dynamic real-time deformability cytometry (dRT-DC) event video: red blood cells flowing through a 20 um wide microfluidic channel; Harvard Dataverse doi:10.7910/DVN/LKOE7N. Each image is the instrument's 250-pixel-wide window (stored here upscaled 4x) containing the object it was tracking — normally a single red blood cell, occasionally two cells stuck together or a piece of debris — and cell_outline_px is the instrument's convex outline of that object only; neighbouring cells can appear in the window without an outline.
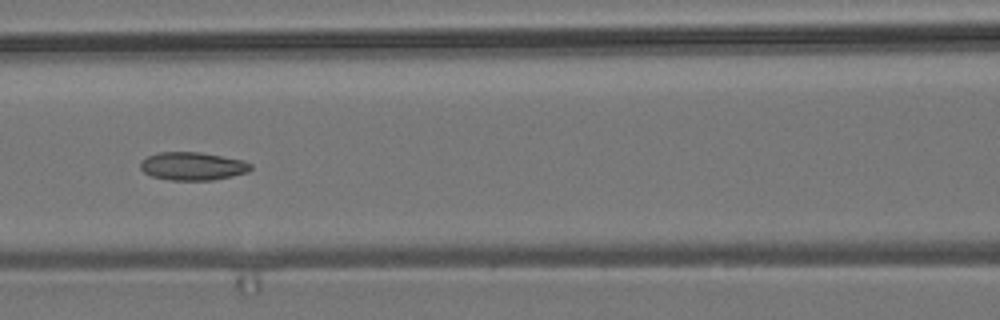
{"species": "common noctule bat (a hibernating species)", "species_latin": "Nyctalus noctula", "temperature_condition": "room temperature", "stored_images_in_passage": 10, "camera_frame_rate_fps": 3000, "um_per_image_px": 0.085, "animal": {"sex": "male", "body_mass_g": 19.2, "forearm_length_mm": 51.8}, "frame": {"image": 1, "passage_image": 7, "time_ms": 7.667, "image_size_px": [1000, 320], "cell_outline_px": [[252, 168], [248, 172], [232, 176], [212, 180], [168, 180], [152, 176], [144, 172], [140, 168], [140, 164], [148, 156], [160, 152], [200, 152], [244, 160], [252, 164]], "centroid_in_image_um": [16.4, 14.12], "position_along_channel_um": 150.2, "area_um2": 18.03}}
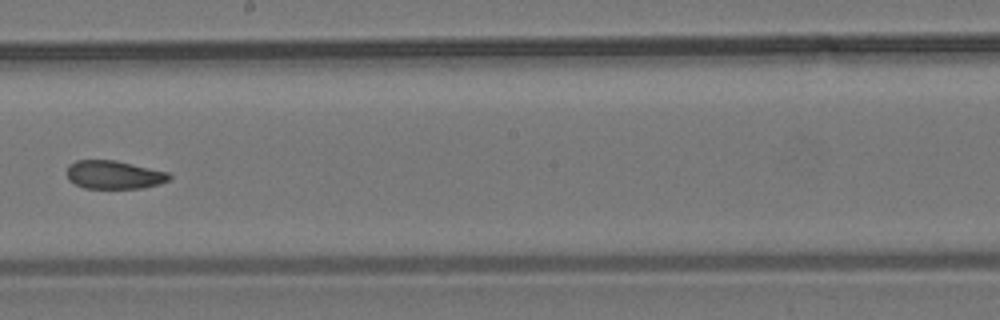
{"frame": {"image": 2, "passage_image": 9, "time_ms": 10.0, "image_size_px": [1000, 320], "cell_outline_px": [[172, 176], [168, 180], [156, 184], [140, 188], [84, 188], [68, 180], [68, 164], [76, 160], [116, 160], [168, 172]], "centroid_in_image_um": [9.66, 14.84], "position_along_channel_um": 238.5, "area_um2": 16.76}}
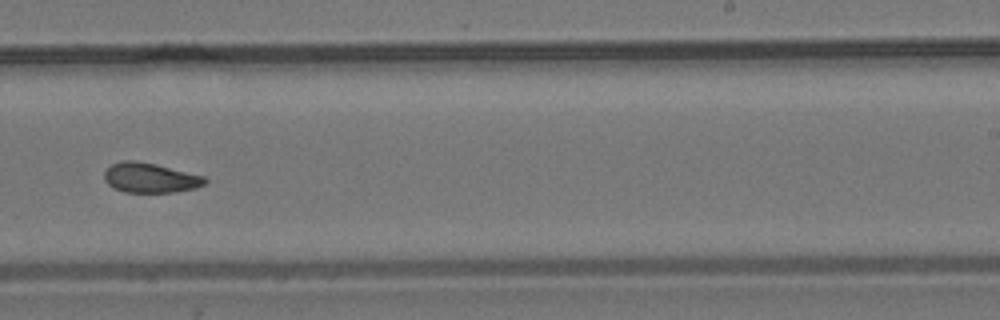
{"frame": {"image": 3, "passage_image": 10, "time_ms": 11.0, "image_size_px": [1000, 320], "cell_outline_px": [[208, 180], [204, 184], [196, 188], [176, 192], [124, 192], [108, 184], [104, 180], [104, 172], [112, 164], [124, 160], [136, 160], [156, 164], [204, 176]], "centroid_in_image_um": [12.77, 15.11], "position_along_channel_um": 276.2, "area_um2": 17.46}}